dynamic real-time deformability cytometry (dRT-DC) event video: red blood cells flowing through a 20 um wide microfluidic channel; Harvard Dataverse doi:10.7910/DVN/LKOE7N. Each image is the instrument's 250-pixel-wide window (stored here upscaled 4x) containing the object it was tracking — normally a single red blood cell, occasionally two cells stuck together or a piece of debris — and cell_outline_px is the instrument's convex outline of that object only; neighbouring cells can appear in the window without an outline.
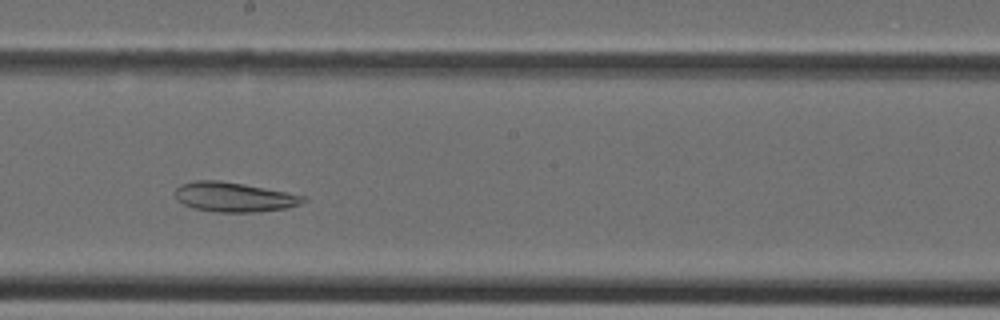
{"species": "Egyptian fruit bat (a non-hibernating species)", "species_latin": "Rousettus aegyptiacus", "temperature_condition": "cold", "stored_images_in_passage": 33, "camera_frame_rate_fps": 3000, "um_per_image_px": 0.085, "animal": {"sex": "female"}, "frame": {"image": 1, "passage_image": 17, "time_ms": 5.333, "image_size_px": [1000, 320], "cell_outline_px": [[308, 200], [300, 204], [284, 208], [256, 212], [216, 212], [192, 208], [176, 200], [176, 188], [180, 184], [196, 180], [216, 180], [244, 184], [288, 192], [308, 196]], "centroid_in_image_um": [19.91, 16.75], "position_along_channel_um": 228.3, "area_um2": 22.2}}
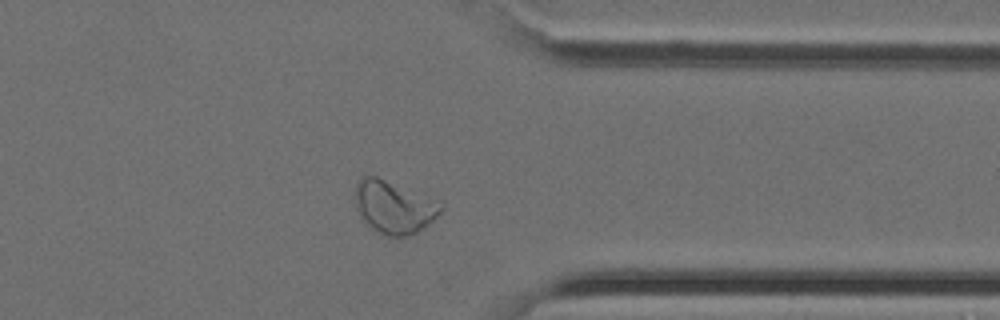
{"frame": {"image": 2, "passage_image": 26, "time_ms": 8.333, "image_size_px": [1000, 320], "cell_outline_px": [[444, 208], [428, 224], [416, 232], [408, 236], [388, 236], [376, 232], [360, 216], [356, 208], [356, 184], [360, 176], [376, 176], [444, 204]], "centroid_in_image_um": [33.45, 17.61], "position_along_channel_um": 377.9, "area_um2": 25.78}}
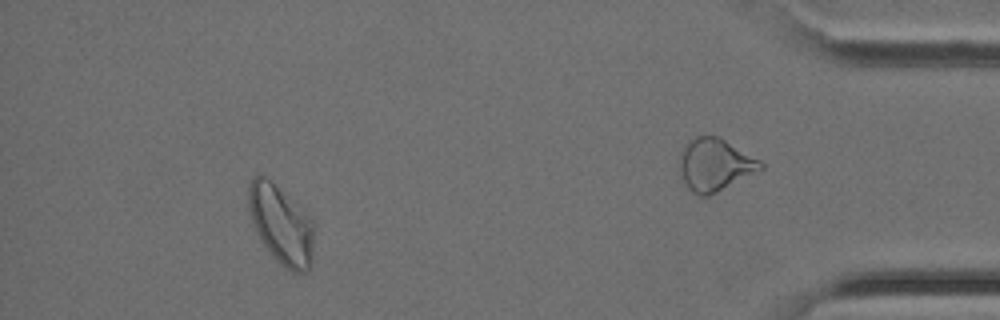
{"frame": {"image": 3, "passage_image": 31, "time_ms": 10.0, "image_size_px": [1000, 320], "cell_outline_px": [[312, 264], [308, 272], [292, 272], [276, 260], [260, 240], [256, 232], [248, 208], [248, 184], [252, 176], [264, 176], [312, 224]], "centroid_in_image_um": [23.82, 19.18], "position_along_channel_um": 411.4, "area_um2": 28.55}}